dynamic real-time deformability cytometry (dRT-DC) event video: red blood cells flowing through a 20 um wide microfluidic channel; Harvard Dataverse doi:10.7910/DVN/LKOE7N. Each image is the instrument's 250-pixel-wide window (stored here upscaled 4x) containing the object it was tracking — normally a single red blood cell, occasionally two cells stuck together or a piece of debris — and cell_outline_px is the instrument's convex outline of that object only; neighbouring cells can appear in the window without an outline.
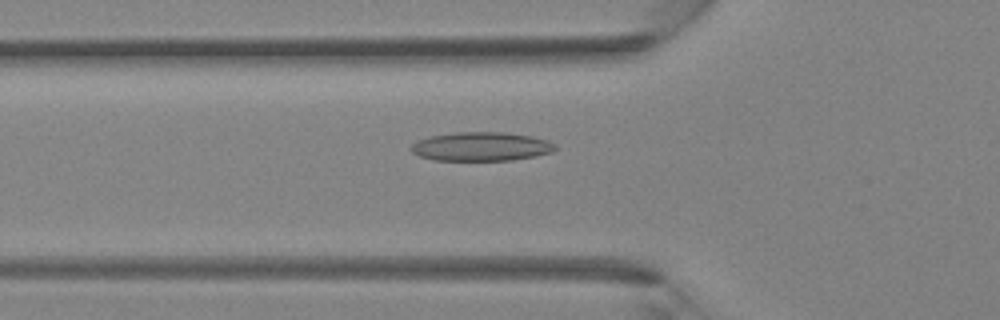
{"species": "Egyptian fruit bat (a non-hibernating species)", "species_latin": "Rousettus aegyptiacus", "temperature_condition": "room temperature", "stored_images_in_passage": 42, "camera_frame_rate_fps": 3000, "um_per_image_px": 0.085, "animal": {"sex": "female"}, "frame": {"image": 1, "passage_image": 15, "time_ms": 4.667, "image_size_px": [1000, 320], "cell_outline_px": [[556, 148], [552, 152], [536, 156], [512, 160], [436, 160], [420, 156], [412, 152], [412, 144], [416, 140], [432, 136], [456, 132], [504, 132], [532, 136], [548, 140], [556, 144]], "centroid_in_image_um": [40.94, 12.45], "position_along_channel_um": 84.9, "area_um2": 24.22}}
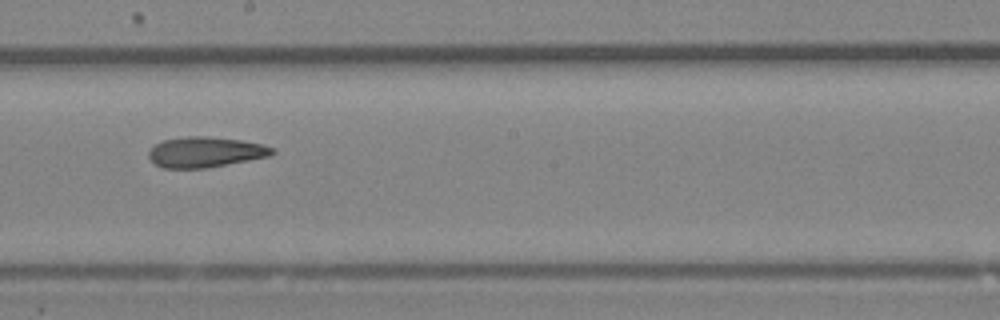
{"frame": {"image": 2, "passage_image": 24, "time_ms": 7.667, "image_size_px": [1000, 320], "cell_outline_px": [[276, 152], [268, 156], [248, 160], [204, 168], [160, 168], [152, 164], [148, 156], [148, 152], [156, 144], [164, 140], [188, 136], [208, 136], [240, 140], [264, 144], [276, 148]], "centroid_in_image_um": [17.44, 12.93], "position_along_channel_um": 230.8, "area_um2": 21.96}}
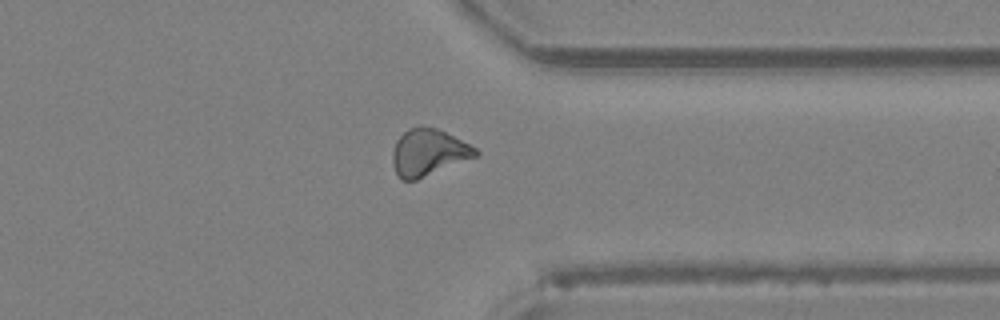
{"frame": {"image": 3, "passage_image": 33, "time_ms": 10.667, "image_size_px": [1000, 320], "cell_outline_px": [[480, 152], [476, 156], [416, 180], [400, 180], [392, 164], [392, 152], [396, 140], [408, 128], [420, 124], [436, 128], [476, 148]], "centroid_in_image_um": [36.36, 12.94], "position_along_channel_um": 375.0, "area_um2": 22.48}}